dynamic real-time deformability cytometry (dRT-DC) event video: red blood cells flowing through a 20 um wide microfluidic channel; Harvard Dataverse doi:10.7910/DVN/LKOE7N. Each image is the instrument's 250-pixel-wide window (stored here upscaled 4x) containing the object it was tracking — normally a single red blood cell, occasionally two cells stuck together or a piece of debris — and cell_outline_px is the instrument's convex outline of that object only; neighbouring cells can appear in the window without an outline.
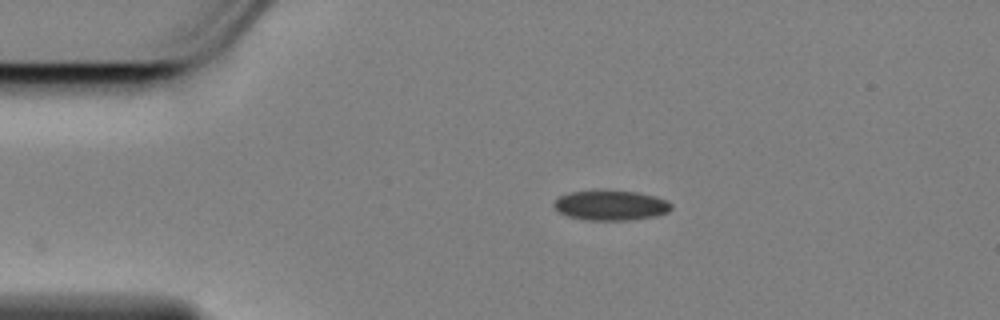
{"species": "Egyptian fruit bat (a non-hibernating species)", "species_latin": "Rousettus aegyptiacus", "temperature_condition": "cold", "stored_images_in_passage": 47, "camera_frame_rate_fps": 3000, "um_per_image_px": 0.085, "animal": {"sex": "female"}, "frame": {"image": 1, "passage_image": 1, "time_ms": 0.0, "image_size_px": [1000, 320], "cell_outline_px": [[672, 208], [668, 212], [656, 216], [628, 220], [588, 220], [568, 216], [560, 212], [552, 204], [560, 196], [568, 192], [592, 188], [604, 188], [636, 192], [656, 196], [668, 200], [672, 204]], "centroid_in_image_um": [51.92, 17.4], "position_along_channel_um": 33.1, "area_um2": 21.21}}
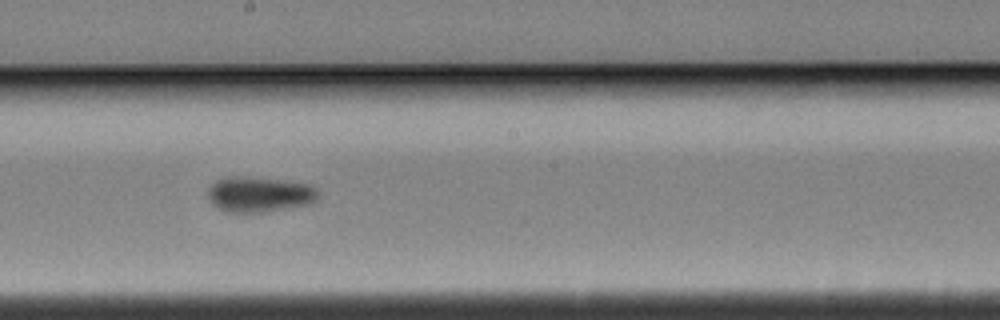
{"frame": {"image": 2, "passage_image": 21, "time_ms": 6.667, "image_size_px": [1000, 320], "cell_outline_px": [[316, 200], [308, 204], [260, 212], [228, 212], [216, 208], [208, 200], [208, 188], [216, 180], [232, 176], [244, 176], [284, 180], [308, 184], [316, 188]], "centroid_in_image_um": [21.98, 16.51], "position_along_channel_um": 226.2, "area_um2": 22.6}}
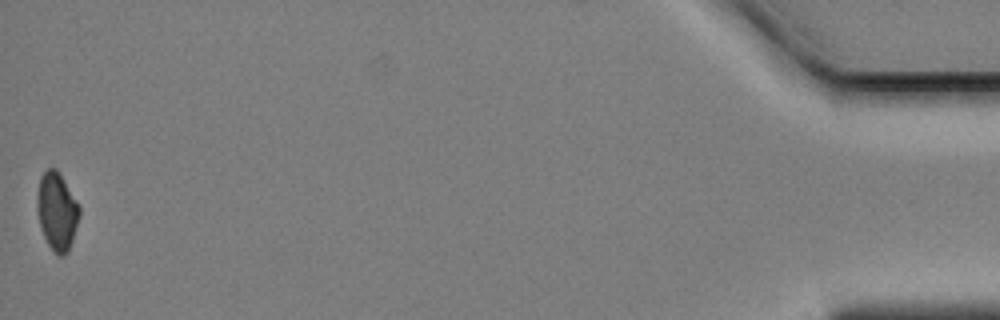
{"frame": {"image": 3, "passage_image": 47, "time_ms": 15.333, "image_size_px": [1000, 320], "cell_outline_px": [[80, 216], [68, 252], [64, 256], [56, 256], [48, 244], [40, 228], [36, 204], [36, 192], [40, 176], [48, 168], [56, 168], [80, 204]], "centroid_in_image_um": [4.83, 17.96], "position_along_channel_um": 430.4, "area_um2": 19.54}, "authors_computed_cell_mechanics": {"area_um2": 21.2704, "velocity_mm_per_s": 3.4582, "shape_relaxation_time_tau1_ms": 6.314, "shape_relaxation_time_tau2_ms": 7.4767, "deformation_change_tau1": 0.0873, "deformation_change_tau2": 0.0945}}